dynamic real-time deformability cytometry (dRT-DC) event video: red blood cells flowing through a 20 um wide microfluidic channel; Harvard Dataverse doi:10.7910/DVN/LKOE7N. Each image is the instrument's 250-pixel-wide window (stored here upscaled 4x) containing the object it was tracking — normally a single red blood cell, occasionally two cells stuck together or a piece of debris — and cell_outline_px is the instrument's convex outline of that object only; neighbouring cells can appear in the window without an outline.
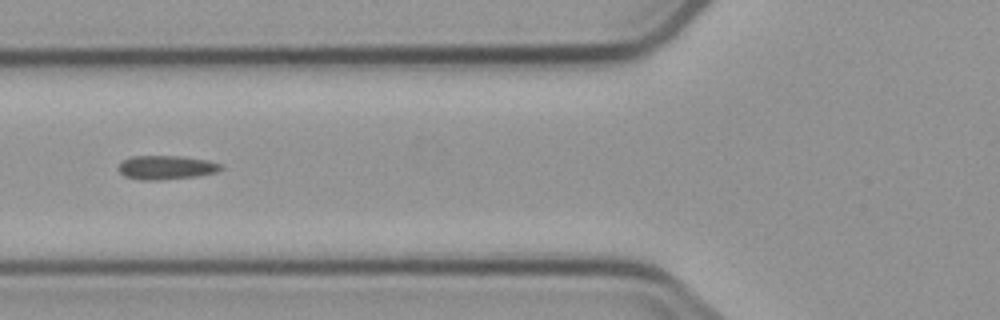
{"species": "common noctule bat (a hibernating species)", "species_latin": "Nyctalus noctula", "temperature_condition": "cold", "stored_images_in_passage": 9, "camera_frame_rate_fps": 3000, "um_per_image_px": 0.085, "animal": {"sex": "male", "body_mass_g": 23.1, "forearm_length_mm": 52.7}, "frame": {"image": 1, "passage_image": 6, "time_ms": 7.0, "image_size_px": [1000, 320], "cell_outline_px": [[224, 168], [216, 172], [196, 176], [156, 180], [140, 180], [124, 176], [116, 168], [124, 160], [132, 156], [180, 156], [208, 160], [224, 164]], "centroid_in_image_um": [14.15, 14.23], "position_along_channel_um": 111.7, "area_um2": 14.33}}
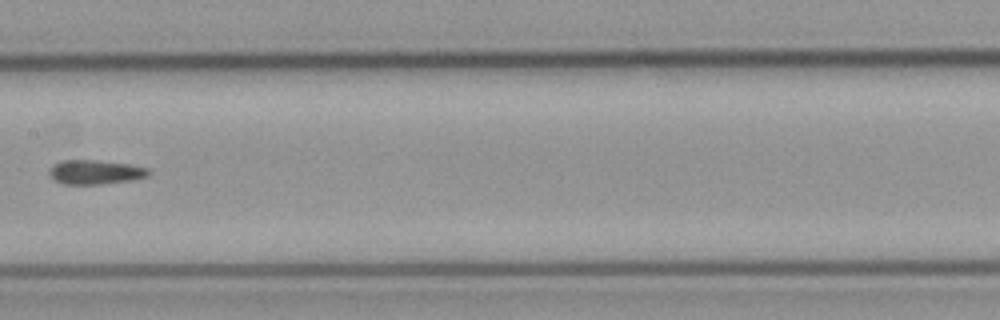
{"frame": {"image": 2, "passage_image": 8, "time_ms": 9.333, "image_size_px": [1000, 320], "cell_outline_px": [[152, 172], [148, 176], [132, 180], [100, 184], [64, 184], [52, 180], [48, 172], [48, 168], [52, 164], [64, 160], [92, 160], [128, 164], [148, 168]], "centroid_in_image_um": [8.06, 14.63], "position_along_channel_um": 199.3, "area_um2": 14.16}}
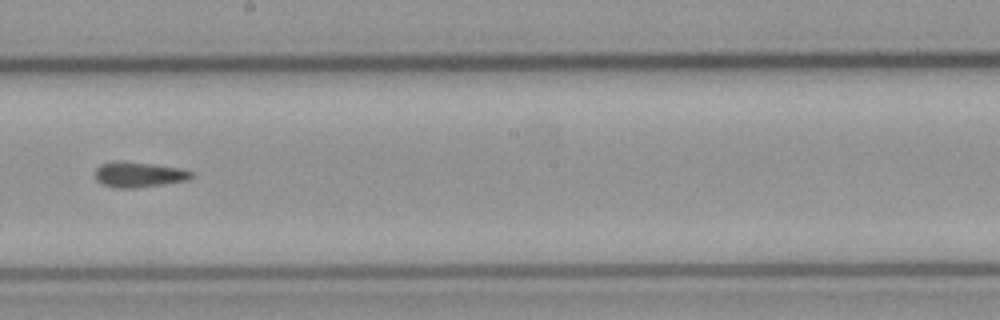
{"frame": {"image": 3, "passage_image": 9, "time_ms": 10.333, "image_size_px": [1000, 320], "cell_outline_px": [[192, 176], [188, 180], [164, 184], [136, 188], [116, 188], [100, 184], [96, 180], [96, 168], [100, 164], [152, 164], [180, 168], [192, 172]], "centroid_in_image_um": [11.83, 14.9], "position_along_channel_um": 236.4, "area_um2": 13.53}}